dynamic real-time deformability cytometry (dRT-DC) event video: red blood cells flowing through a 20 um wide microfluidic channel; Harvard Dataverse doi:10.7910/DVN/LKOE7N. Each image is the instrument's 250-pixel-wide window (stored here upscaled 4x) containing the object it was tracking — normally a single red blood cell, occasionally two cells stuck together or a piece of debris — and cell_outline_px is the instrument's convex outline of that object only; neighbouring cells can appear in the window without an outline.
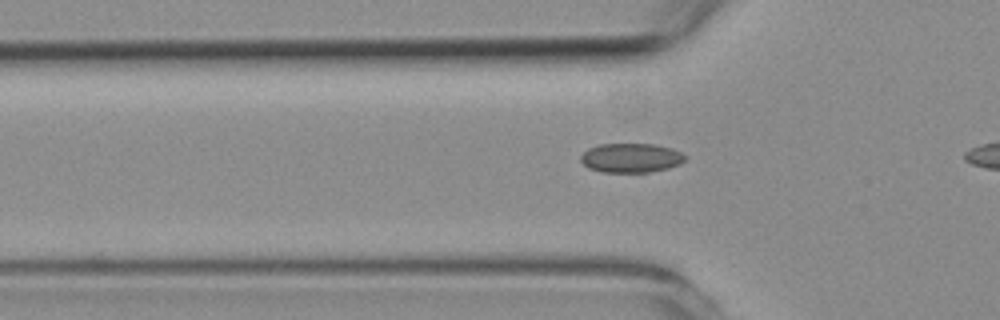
{"species": "common noctule bat (a hibernating species)", "species_latin": "Nyctalus noctula", "temperature_condition": "room temperature", "stored_images_in_passage": 14, "camera_frame_rate_fps": 3000, "um_per_image_px": 0.085, "animal": {"sex": "female", "body_mass_g": 19.3, "forearm_length_mm": 54.1}, "frame": {"image": 1, "passage_image": 4, "time_ms": 1.0, "image_size_px": [1000, 320], "cell_outline_px": [[688, 156], [680, 164], [668, 168], [648, 172], [604, 172], [588, 168], [580, 160], [580, 156], [588, 148], [600, 144], [656, 144], [672, 148]], "centroid_in_image_um": [53.64, 13.41], "position_along_channel_um": 72.2, "area_um2": 17.86}}
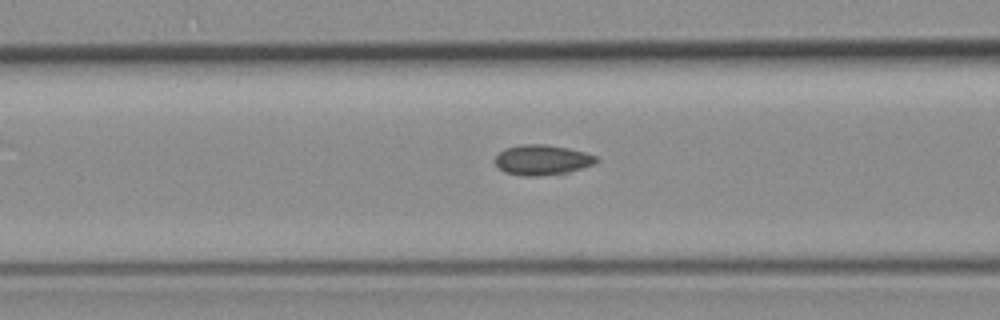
{"frame": {"image": 2, "passage_image": 8, "time_ms": 2.333, "image_size_px": [1000, 320], "cell_outline_px": [[600, 160], [592, 164], [568, 172], [540, 176], [520, 176], [504, 172], [496, 164], [496, 156], [504, 148], [520, 144], [544, 144], [568, 148], [584, 152], [596, 156]], "centroid_in_image_um": [46.06, 13.59], "position_along_channel_um": 120.5, "area_um2": 17.74}}
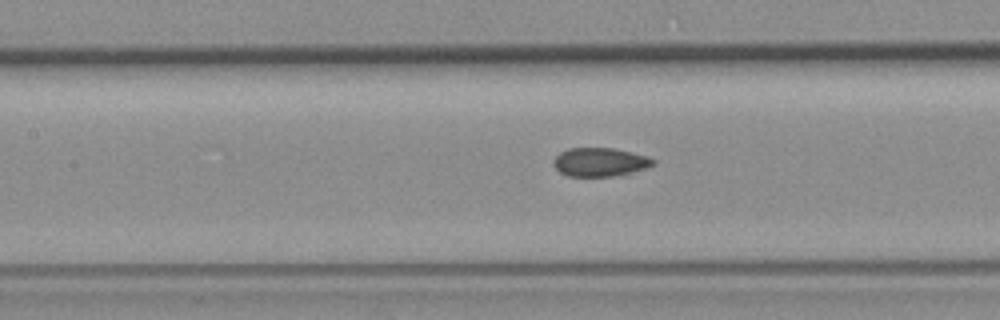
{"frame": {"image": 3, "passage_image": 11, "time_ms": 3.333, "image_size_px": [1000, 320], "cell_outline_px": [[656, 164], [620, 176], [568, 176], [560, 172], [552, 164], [552, 160], [560, 152], [568, 148], [612, 148], [648, 156], [656, 160]], "centroid_in_image_um": [50.99, 13.78], "position_along_channel_um": 156.4, "area_um2": 16.7}}